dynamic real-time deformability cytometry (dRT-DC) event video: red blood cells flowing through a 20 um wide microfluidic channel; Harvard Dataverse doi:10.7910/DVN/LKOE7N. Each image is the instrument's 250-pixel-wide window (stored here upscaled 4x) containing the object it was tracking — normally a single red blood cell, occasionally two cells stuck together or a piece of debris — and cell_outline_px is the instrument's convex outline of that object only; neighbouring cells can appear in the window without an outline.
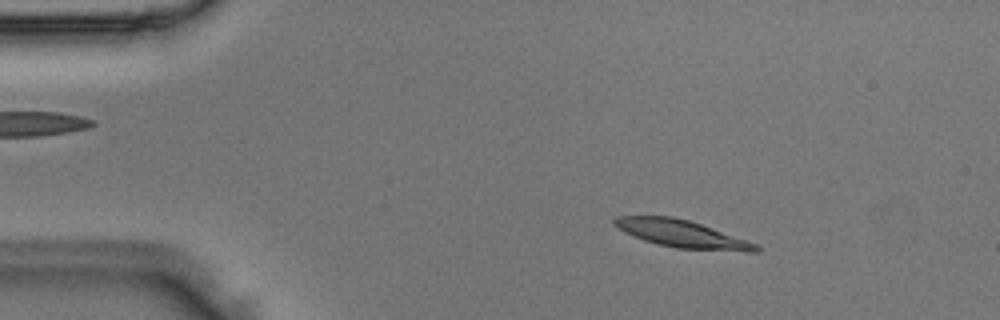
{"species": "Egyptian fruit bat (a non-hibernating species)", "species_latin": "Rousettus aegyptiacus", "temperature_condition": "room temperature", "stored_images_in_passage": 5, "camera_frame_rate_fps": 3000, "um_per_image_px": 0.085, "animal": {"sex": "male"}, "frame": {"image": 1, "passage_image": 2, "time_ms": 0.333, "image_size_px": [1000, 320], "cell_outline_px": [[760, 252], [748, 252], [676, 248], [644, 240], [624, 232], [612, 224], [612, 220], [616, 216], [672, 216], [688, 220], [700, 224], [756, 244], [760, 248]], "centroid_in_image_um": [57.92, 19.88], "position_along_channel_um": 27.1, "area_um2": 22.25}}
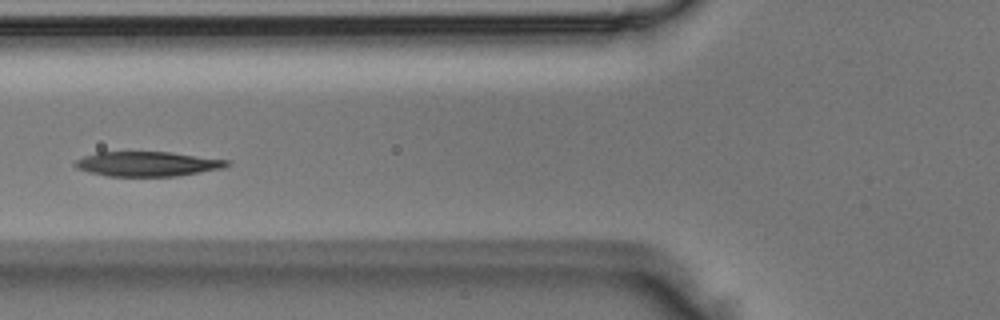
{"frame": {"image": 2, "passage_image": 5, "time_ms": 1.333, "image_size_px": [1000, 320], "cell_outline_px": [[228, 164], [224, 168], [176, 176], [108, 176], [88, 172], [76, 168], [72, 164], [76, 160], [84, 156], [96, 152], [168, 152], [228, 160]], "centroid_in_image_um": [12.47, 13.93], "position_along_channel_um": 113.3, "area_um2": 21.73}}